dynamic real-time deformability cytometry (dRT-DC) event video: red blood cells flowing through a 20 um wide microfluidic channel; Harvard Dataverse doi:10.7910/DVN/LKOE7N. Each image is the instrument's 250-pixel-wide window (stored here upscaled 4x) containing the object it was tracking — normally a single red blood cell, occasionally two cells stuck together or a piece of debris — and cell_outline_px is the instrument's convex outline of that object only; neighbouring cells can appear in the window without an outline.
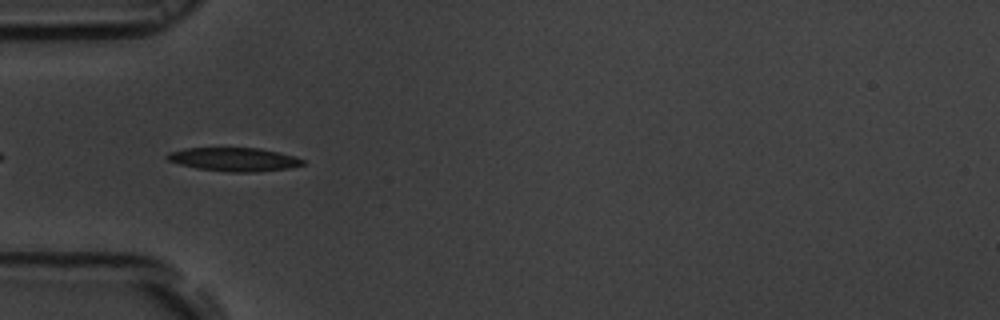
{"species": "common noctule bat (a hibernating species)", "species_latin": "Nyctalus noctula", "temperature_condition": "room temperature", "stored_images_in_passage": 39, "camera_frame_rate_fps": 3000, "um_per_image_px": 0.085, "animal": {"sex": "male", "body_mass_g": 19.5, "forearm_length_mm": 54.6}, "frame": {"image": 1, "passage_image": 2, "time_ms": 0.333, "image_size_px": [1000, 320], "cell_outline_px": [[304, 164], [288, 168], [256, 172], [232, 172], [196, 168], [180, 164], [168, 160], [164, 156], [168, 152], [184, 148], [256, 148], [280, 152], [304, 160]], "centroid_in_image_um": [19.85, 13.54], "position_along_channel_um": 65.1, "area_um2": 18.5}}
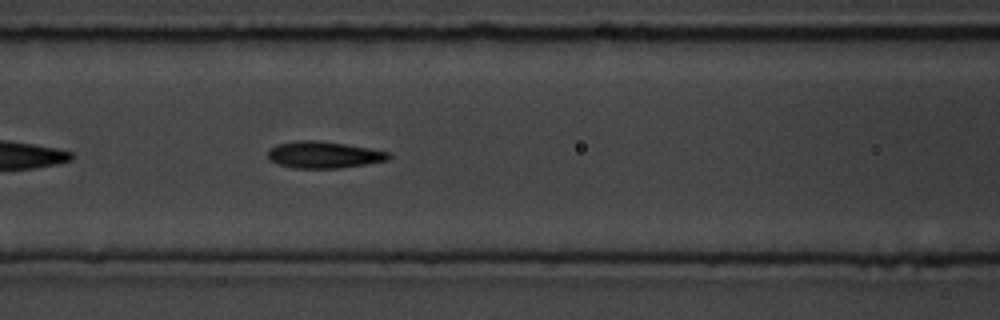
{"frame": {"image": 2, "passage_image": 8, "time_ms": 2.333, "image_size_px": [1000, 320], "cell_outline_px": [[392, 156], [388, 160], [340, 168], [296, 168], [280, 164], [268, 160], [268, 152], [276, 144], [296, 140], [320, 140], [368, 148], [388, 152]], "centroid_in_image_um": [27.5, 13.15], "position_along_channel_um": 139.1, "area_um2": 18.67}}
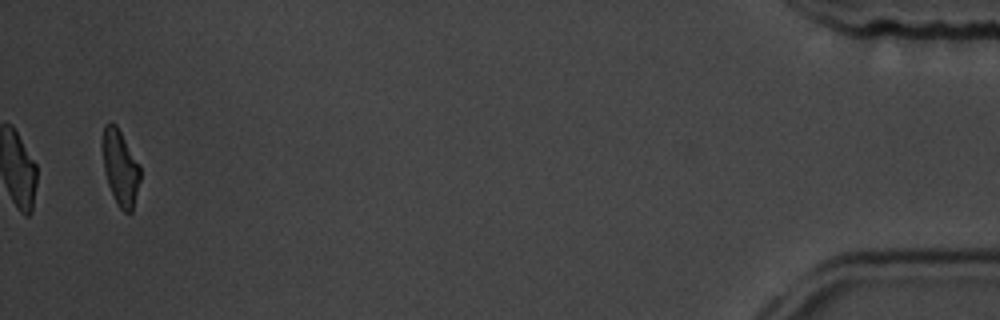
{"frame": {"image": 3, "passage_image": 38, "time_ms": 12.333, "image_size_px": [1000, 320], "cell_outline_px": [[140, 180], [132, 212], [124, 212], [116, 204], [108, 184], [104, 172], [100, 144], [104, 124], [108, 120], [116, 124], [140, 164]], "centroid_in_image_um": [10.19, 14.19], "position_along_channel_um": 425.0, "area_um2": 17.11}, "authors_computed_cell_mechanics": {"area_um2": 18.2648, "velocity_mm_per_s": 3.7293, "shape_relaxation_time_tau1_ms": 4.0544, "shape_relaxation_time_tau2_ms": 2.5953, "deformation_change_tau1": 0.155, "deformation_change_tau2": 0.1049}}